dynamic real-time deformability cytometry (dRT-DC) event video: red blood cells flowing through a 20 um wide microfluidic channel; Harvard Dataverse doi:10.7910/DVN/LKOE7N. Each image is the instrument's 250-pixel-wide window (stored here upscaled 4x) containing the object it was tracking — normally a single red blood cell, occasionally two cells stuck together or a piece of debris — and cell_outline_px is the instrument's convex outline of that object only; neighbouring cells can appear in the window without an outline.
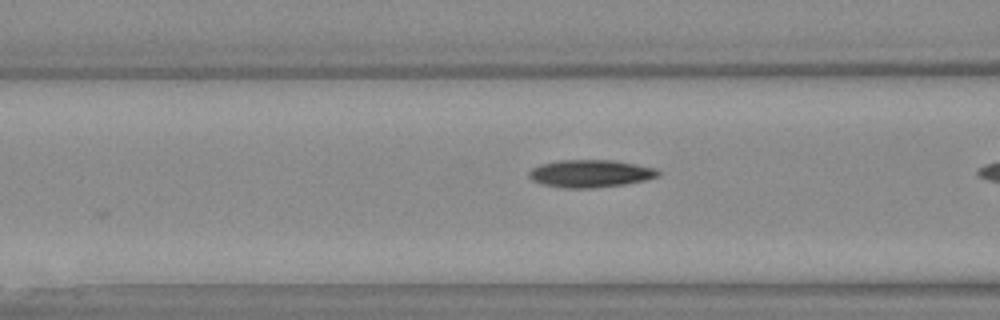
{"species": "Egyptian fruit bat (a non-hibernating species)", "species_latin": "Rousettus aegyptiacus", "temperature_condition": "warm", "stored_images_in_passage": 14, "camera_frame_rate_fps": 3000, "um_per_image_px": 0.085, "animal": {"sex": "female"}, "frame": {"image": 1, "passage_image": 10, "time_ms": 3.0, "image_size_px": [1000, 320], "cell_outline_px": [[660, 176], [644, 180], [624, 184], [592, 188], [564, 188], [540, 184], [532, 180], [528, 176], [528, 172], [532, 168], [540, 164], [556, 160], [612, 160], [636, 164], [656, 168], [660, 172]], "centroid_in_image_um": [50.15, 14.75], "position_along_channel_um": 116.5, "area_um2": 20.87}}